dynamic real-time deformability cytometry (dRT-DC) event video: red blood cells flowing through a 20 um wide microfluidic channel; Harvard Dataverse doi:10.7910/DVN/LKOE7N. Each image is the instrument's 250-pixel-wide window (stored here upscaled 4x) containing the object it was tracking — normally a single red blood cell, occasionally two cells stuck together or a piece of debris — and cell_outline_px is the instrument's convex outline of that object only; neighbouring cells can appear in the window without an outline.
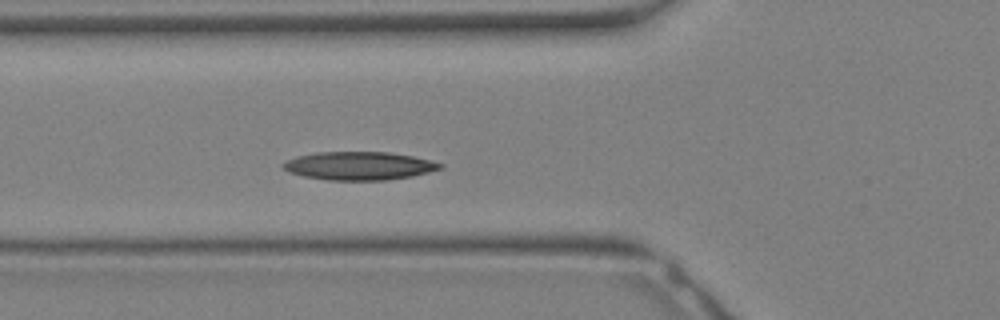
{"species": "Egyptian fruit bat (a non-hibernating species)", "species_latin": "Rousettus aegyptiacus", "temperature_condition": "warm", "stored_images_in_passage": 20, "camera_frame_rate_fps": 3000, "um_per_image_px": 0.085, "animal": {"sex": "female"}, "frame": {"image": 1, "passage_image": 8, "time_ms": 2.333, "image_size_px": [1000, 320], "cell_outline_px": [[444, 168], [412, 176], [388, 180], [328, 180], [304, 176], [288, 172], [280, 164], [284, 160], [296, 156], [316, 152], [388, 152], [412, 156], [432, 160], [444, 164]], "centroid_in_image_um": [30.51, 14.09], "position_along_channel_um": 95.3, "area_um2": 26.07}}
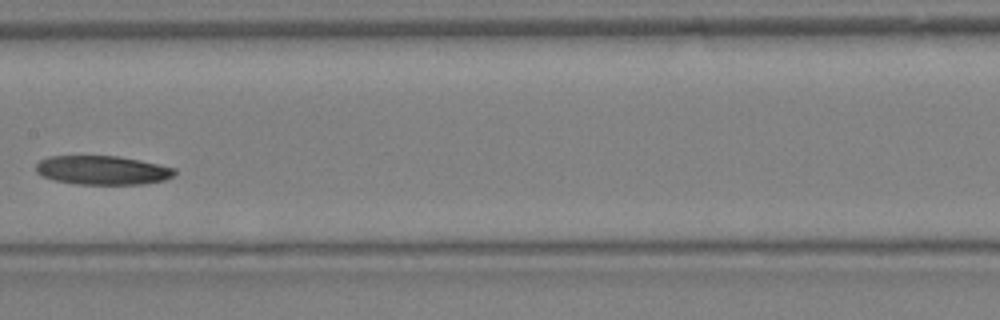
{"frame": {"image": 2, "passage_image": 13, "time_ms": 4.0, "image_size_px": [1000, 320], "cell_outline_px": [[176, 172], [172, 176], [164, 180], [140, 184], [76, 184], [56, 180], [44, 176], [36, 172], [36, 164], [40, 160], [48, 156], [116, 156], [140, 160], [176, 168]], "centroid_in_image_um": [8.71, 14.46], "position_along_channel_um": 198.7, "area_um2": 23.24}}
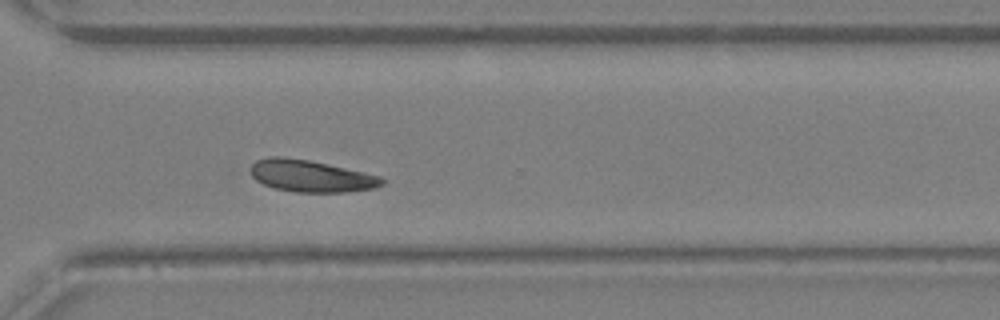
{"frame": {"image": 3, "passage_image": 20, "time_ms": 6.333, "image_size_px": [1000, 320], "cell_outline_px": [[384, 184], [376, 188], [344, 192], [296, 192], [276, 188], [264, 184], [256, 180], [252, 176], [248, 168], [256, 160], [268, 156], [280, 156], [308, 160], [364, 172], [380, 176], [384, 180]], "centroid_in_image_um": [26.4, 14.95], "position_along_channel_um": 344.2, "area_um2": 24.39}}